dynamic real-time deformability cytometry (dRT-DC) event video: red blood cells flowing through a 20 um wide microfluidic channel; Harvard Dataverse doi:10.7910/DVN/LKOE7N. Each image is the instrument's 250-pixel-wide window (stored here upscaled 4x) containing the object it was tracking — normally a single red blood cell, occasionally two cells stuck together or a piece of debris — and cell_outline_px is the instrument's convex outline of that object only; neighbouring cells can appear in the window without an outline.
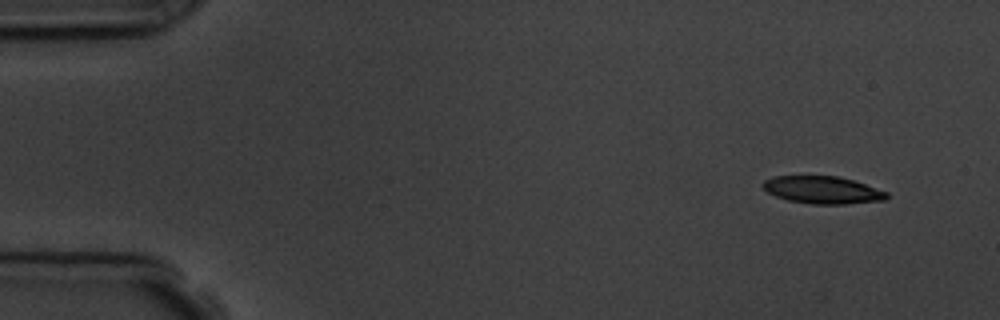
{"species": "common noctule bat (a hibernating species)", "species_latin": "Nyctalus noctula", "temperature_condition": "room temperature", "stored_images_in_passage": 4, "camera_frame_rate_fps": 3000, "um_per_image_px": 0.085, "animal": {"sex": "male", "body_mass_g": 19.5, "forearm_length_mm": 54.6}, "frame": {"image": 1, "passage_image": 1, "time_ms": 0.0, "image_size_px": [1000, 320], "cell_outline_px": [[888, 196], [884, 200], [844, 204], [812, 204], [788, 200], [776, 196], [768, 192], [760, 184], [764, 180], [772, 176], [836, 176], [852, 180], [888, 192]], "centroid_in_image_um": [69.88, 16.14], "position_along_channel_um": 15.1, "area_um2": 19.65}}